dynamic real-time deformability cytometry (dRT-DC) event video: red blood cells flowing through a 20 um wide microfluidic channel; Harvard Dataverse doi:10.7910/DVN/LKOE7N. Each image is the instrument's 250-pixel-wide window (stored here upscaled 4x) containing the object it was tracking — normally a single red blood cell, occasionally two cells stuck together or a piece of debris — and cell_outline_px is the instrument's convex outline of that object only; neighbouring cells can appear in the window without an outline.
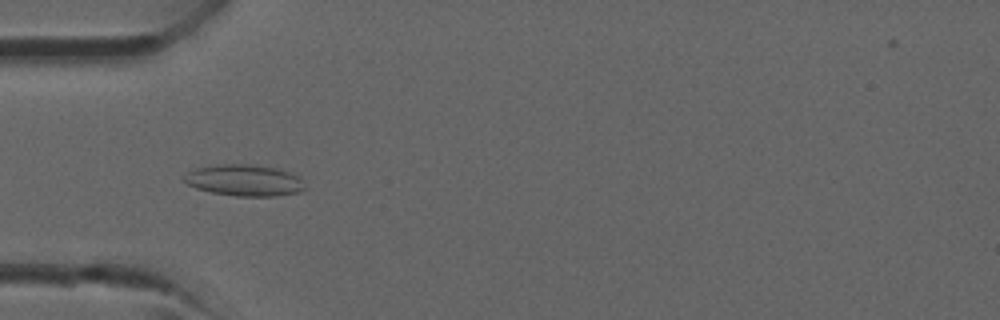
{"species": "common noctule bat (a hibernating species)", "species_latin": "Nyctalus noctula", "temperature_condition": "room temperature", "stored_images_in_passage": 29, "camera_frame_rate_fps": 3000, "um_per_image_px": 0.085, "animal": {"sex": "male", "forearm_length_mm": 52.5}, "frame": {"image": 1, "passage_image": 4, "time_ms": 1.0, "image_size_px": [1000, 320], "cell_outline_px": [[308, 188], [300, 192], [276, 196], [236, 196], [212, 192], [196, 188], [188, 184], [184, 180], [184, 176], [188, 172], [196, 168], [220, 164], [252, 164], [280, 168], [300, 176]], "centroid_in_image_um": [20.85, 15.32], "position_along_channel_um": 64.1, "area_um2": 22.37}}
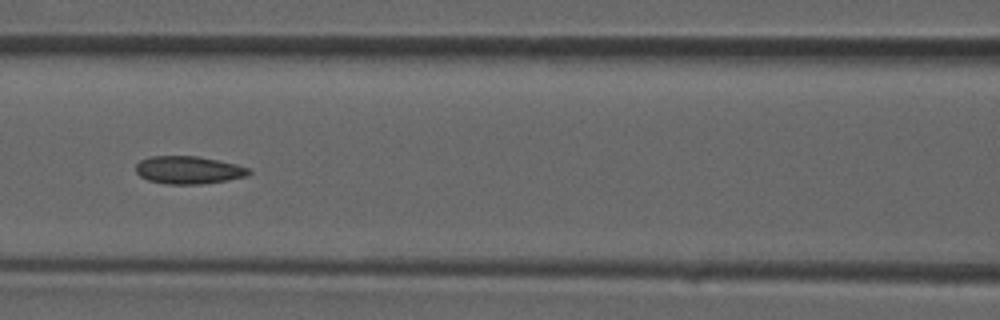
{"frame": {"image": 2, "passage_image": 9, "time_ms": 2.667, "image_size_px": [1000, 320], "cell_outline_px": [[252, 172], [248, 176], [228, 180], [200, 184], [168, 184], [148, 180], [140, 176], [136, 172], [136, 164], [140, 160], [148, 156], [196, 156], [236, 164], [248, 168]], "centroid_in_image_um": [16.01, 14.45], "position_along_channel_um": 150.6, "area_um2": 18.26}}
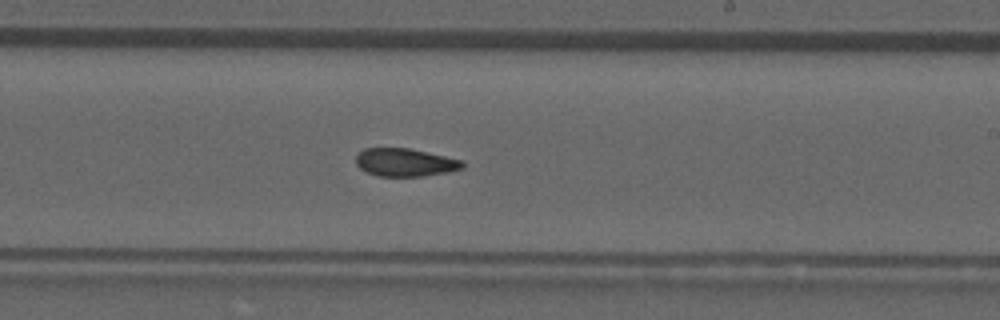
{"frame": {"image": 3, "passage_image": 15, "time_ms": 4.667, "image_size_px": [1000, 320], "cell_outline_px": [[464, 168], [448, 172], [424, 176], [380, 176], [368, 172], [360, 168], [356, 164], [356, 156], [364, 148], [408, 148], [464, 160]], "centroid_in_image_um": [34.46, 13.8], "position_along_channel_um": 254.5, "area_um2": 17.34}}